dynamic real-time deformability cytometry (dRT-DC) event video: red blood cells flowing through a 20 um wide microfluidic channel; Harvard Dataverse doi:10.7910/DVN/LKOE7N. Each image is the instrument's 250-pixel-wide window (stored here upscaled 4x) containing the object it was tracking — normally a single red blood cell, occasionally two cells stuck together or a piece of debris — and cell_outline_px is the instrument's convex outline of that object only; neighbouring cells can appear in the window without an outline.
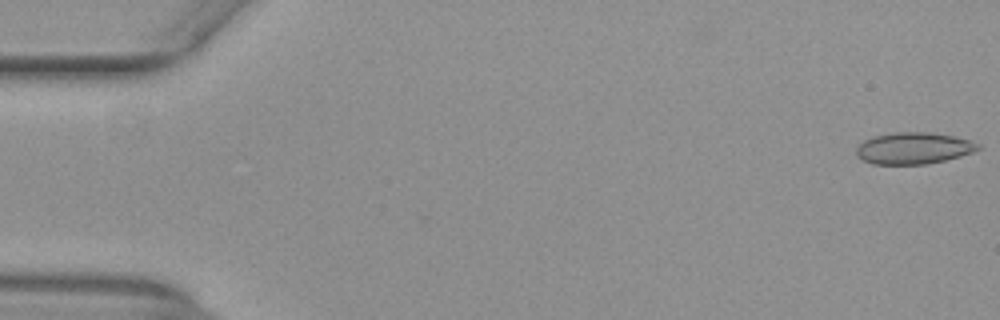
{"species": "common noctule bat (a hibernating species)", "species_latin": "Nyctalus noctula", "temperature_condition": "warm", "stored_images_in_passage": 53, "camera_frame_rate_fps": 3000, "um_per_image_px": 0.085, "animal": {"sex": "female", "body_mass_g": 29.2, "forearm_length_mm": 56.3}, "frame": {"image": 1, "passage_image": 1, "time_ms": 0.0, "image_size_px": [1000, 320], "cell_outline_px": [[980, 148], [972, 152], [960, 156], [928, 164], [872, 164], [856, 156], [856, 148], [864, 140], [872, 136], [896, 132], [928, 132], [956, 136], [972, 140], [980, 144]], "centroid_in_image_um": [77.66, 12.59], "position_along_channel_um": 7.3, "area_um2": 22.54}}
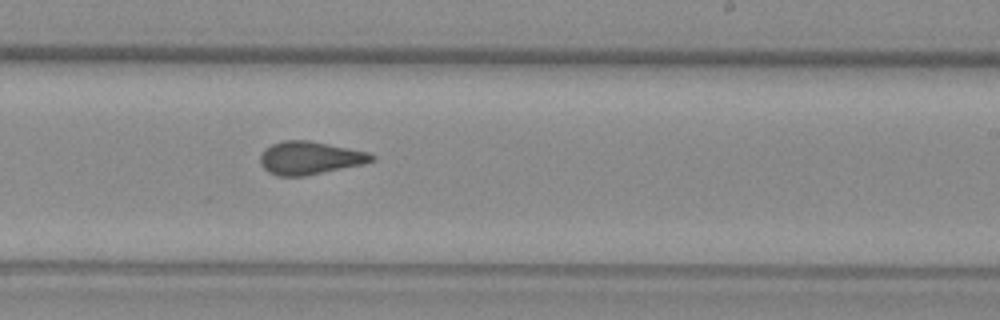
{"frame": {"image": 2, "passage_image": 32, "time_ms": 10.333, "image_size_px": [1000, 320], "cell_outline_px": [[376, 160], [364, 164], [304, 176], [276, 176], [268, 172], [260, 164], [260, 156], [264, 148], [272, 144], [284, 140], [308, 140], [368, 152], [376, 156]], "centroid_in_image_um": [26.33, 13.43], "position_along_channel_um": 262.7, "area_um2": 21.5}}
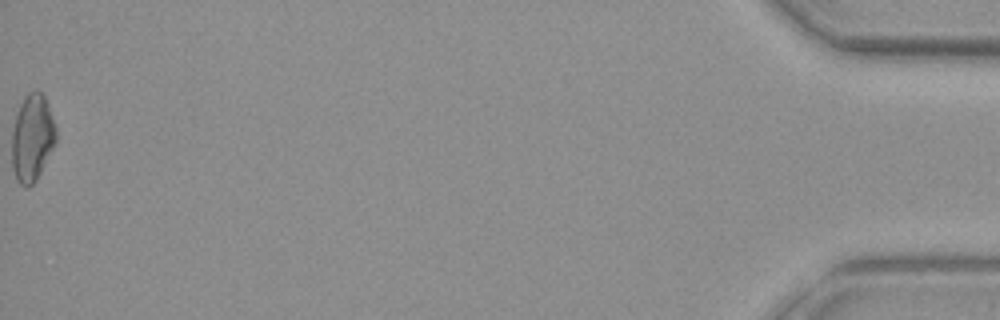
{"frame": {"image": 3, "passage_image": 53, "time_ms": 17.333, "image_size_px": [1000, 320], "cell_outline_px": [[56, 144], [36, 180], [32, 184], [20, 184], [16, 180], [12, 168], [12, 132], [16, 116], [20, 104], [24, 96], [28, 92], [36, 88], [44, 96], [56, 128]], "centroid_in_image_um": [2.74, 11.7], "position_along_channel_um": 432.5, "area_um2": 22.31}, "authors_computed_cell_mechanics": {"area_um2": 21.6172, "velocity_mm_per_s": 3.9612, "shape_relaxation_time_tau1_ms": null, "shape_relaxation_time_tau2_ms": 1.1639, "deformation_change_tau1": null, "deformation_change_tau2": 0.0801}}